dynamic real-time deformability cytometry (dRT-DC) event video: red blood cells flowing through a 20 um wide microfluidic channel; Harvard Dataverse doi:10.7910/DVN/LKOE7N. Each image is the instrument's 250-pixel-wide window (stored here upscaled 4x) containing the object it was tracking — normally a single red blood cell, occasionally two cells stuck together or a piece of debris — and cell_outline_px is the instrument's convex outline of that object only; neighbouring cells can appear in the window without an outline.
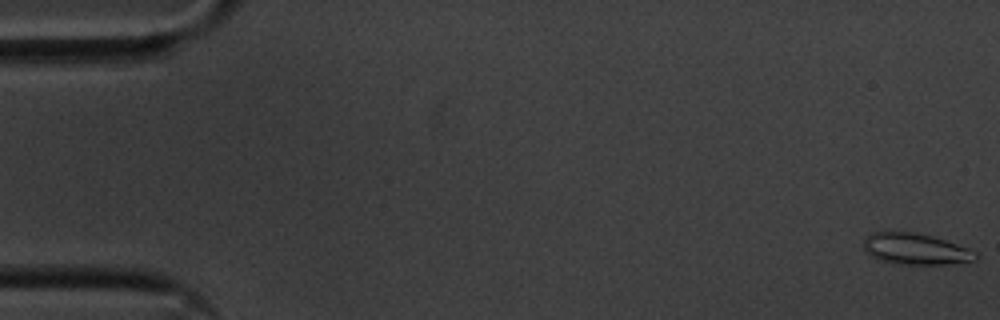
{"species": "common noctule bat (a hibernating species)", "species_latin": "Nyctalus noctula", "temperature_condition": "cold", "stored_images_in_passage": 58, "camera_frame_rate_fps": 3000, "um_per_image_px": 0.085, "animal": {"sex": "male", "body_mass_g": 20.1, "forearm_length_mm": 53.5}, "frame": {"image": 1, "passage_image": 1, "time_ms": 0.0, "image_size_px": [1000, 320], "cell_outline_px": [[980, 256], [976, 260], [944, 264], [900, 264], [880, 260], [872, 256], [864, 248], [864, 240], [872, 232], [912, 232], [944, 240], [968, 248], [976, 252]], "centroid_in_image_um": [77.84, 21.17], "position_along_channel_um": 7.2, "area_um2": 19.94}}
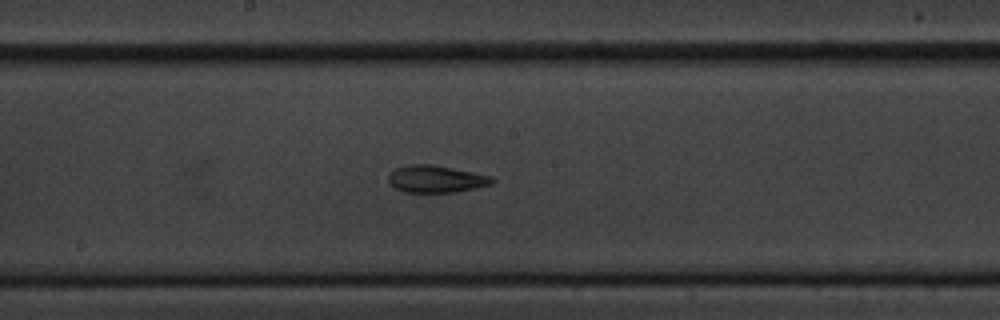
{"frame": {"image": 2, "passage_image": 30, "time_ms": 9.667, "image_size_px": [1000, 320], "cell_outline_px": [[496, 180], [492, 184], [476, 188], [456, 192], [404, 192], [388, 184], [388, 176], [396, 168], [408, 164], [432, 164], [492, 176]], "centroid_in_image_um": [37.06, 15.21], "position_along_channel_um": 211.1, "area_um2": 16.47}}
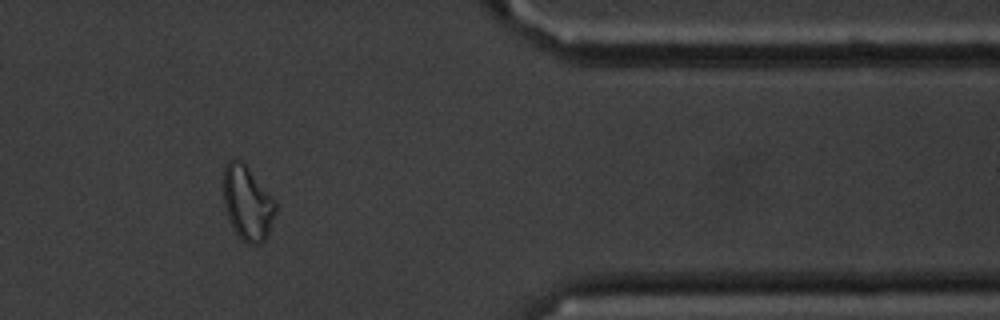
{"frame": {"image": 3, "passage_image": 47, "time_ms": 15.333, "image_size_px": [1000, 320], "cell_outline_px": [[276, 212], [268, 236], [260, 244], [248, 244], [236, 232], [224, 208], [224, 164], [228, 160], [240, 160], [248, 168], [276, 204]], "centroid_in_image_um": [21.02, 17.28], "position_along_channel_um": 390.4, "area_um2": 22.02}, "authors_computed_cell_mechanics": {"area_um2": 18.0047, "velocity_mm_per_s": 3.5473, "shape_relaxation_time_tau1_ms": 7.5794, "shape_relaxation_time_tau2_ms": 3.1379, "deformation_change_tau1": 0.1608, "deformation_change_tau2": 0.0926}}